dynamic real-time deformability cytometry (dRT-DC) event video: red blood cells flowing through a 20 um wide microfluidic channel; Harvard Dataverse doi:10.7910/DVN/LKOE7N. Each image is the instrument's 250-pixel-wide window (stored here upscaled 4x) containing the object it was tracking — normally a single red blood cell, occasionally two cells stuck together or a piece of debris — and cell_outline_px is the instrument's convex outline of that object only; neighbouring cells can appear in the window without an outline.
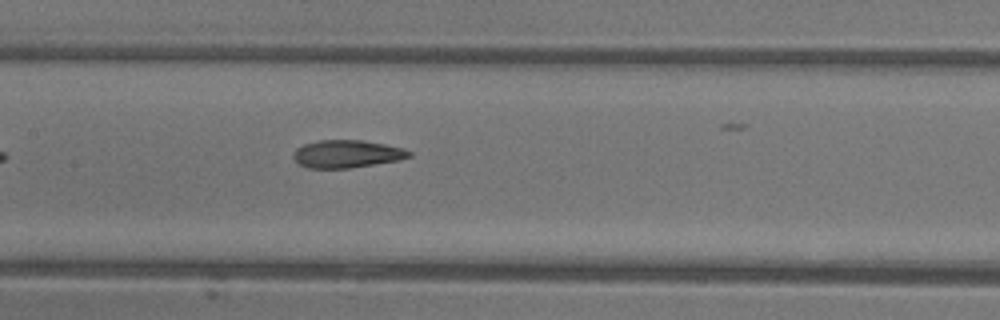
{"species": "common noctule bat (a hibernating species)", "species_latin": "Nyctalus noctula", "temperature_condition": "warm", "stored_images_in_passage": 6, "camera_frame_rate_fps": 3000, "um_per_image_px": 0.085, "animal": {"sex": "female"}, "frame": {"image": 1, "passage_image": 5, "time_ms": 4.667, "image_size_px": [1000, 320], "cell_outline_px": [[412, 156], [400, 160], [348, 168], [308, 168], [300, 164], [292, 156], [292, 152], [296, 148], [304, 144], [320, 140], [364, 140], [404, 148], [412, 152]], "centroid_in_image_um": [29.49, 13.08], "position_along_channel_um": 177.9, "area_um2": 18.73}}